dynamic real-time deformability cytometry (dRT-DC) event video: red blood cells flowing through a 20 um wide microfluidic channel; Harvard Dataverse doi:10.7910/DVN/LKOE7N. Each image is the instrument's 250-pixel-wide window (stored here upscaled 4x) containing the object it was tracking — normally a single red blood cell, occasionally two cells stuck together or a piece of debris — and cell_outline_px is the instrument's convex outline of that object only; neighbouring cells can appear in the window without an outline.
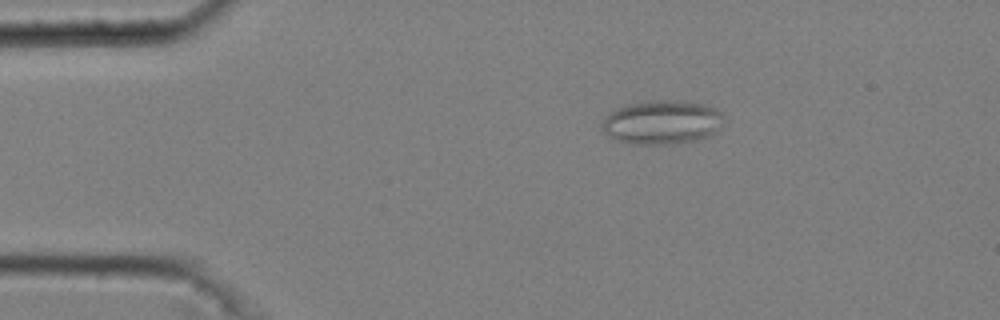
{"species": "common noctule bat (a hibernating species)", "species_latin": "Nyctalus noctula", "temperature_condition": "cold", "stored_images_in_passage": 49, "segment_of_instrument_passage": [1, 2], "camera_frame_rate_fps": 3000, "um_per_image_px": 0.085, "animal": {"sex": "male", "body_mass_g": 20.4}, "frame": {"image": 1, "passage_image": 10, "time_ms": 3.0, "image_size_px": [1000, 320], "cell_outline_px": [[720, 128], [696, 140], [668, 144], [632, 144], [616, 140], [608, 136], [604, 132], [600, 124], [604, 116], [608, 112], [628, 104], [656, 100], [680, 100], [704, 104], [716, 108], [720, 112]], "centroid_in_image_um": [56.18, 10.38], "position_along_channel_um": 28.8, "area_um2": 30.98}}